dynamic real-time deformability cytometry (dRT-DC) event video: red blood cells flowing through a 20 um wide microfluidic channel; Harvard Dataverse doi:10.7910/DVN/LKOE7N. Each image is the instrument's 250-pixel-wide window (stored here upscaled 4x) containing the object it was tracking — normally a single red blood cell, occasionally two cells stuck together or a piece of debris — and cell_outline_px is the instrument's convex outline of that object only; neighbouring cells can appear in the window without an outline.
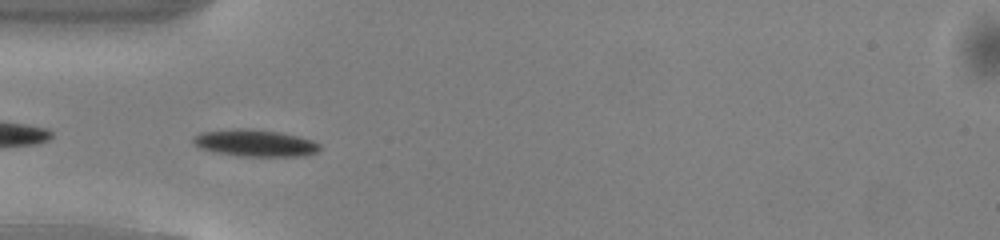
{"species": "common noctule bat (a hibernating species)", "species_latin": "Nyctalus noctula", "temperature_condition": "warm", "stored_images_in_passage": 36, "camera_frame_rate_fps": 3000, "um_per_image_px": 0.085, "animal": {"sex": "male", "body_mass_g": 13.0, "forearm_length_mm": 53.1}, "frame": {"image": 1, "passage_image": 2, "time_ms": 0.333, "image_size_px": [1000, 240], "cell_outline_px": [[320, 148], [316, 152], [304, 156], [240, 156], [216, 152], [200, 148], [192, 144], [192, 136], [200, 132], [232, 128], [252, 128], [280, 132], [312, 140], [320, 144]], "centroid_in_image_um": [21.62, 12.14], "position_along_channel_um": 63.4, "area_um2": 20.06}}
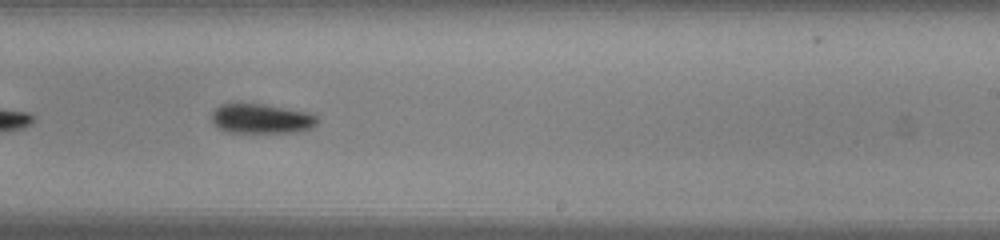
{"frame": {"image": 2, "passage_image": 17, "time_ms": 5.333, "image_size_px": [1000, 240], "cell_outline_px": [[320, 120], [312, 128], [296, 132], [228, 132], [220, 128], [212, 120], [212, 112], [220, 104], [264, 104], [308, 112], [316, 116]], "centroid_in_image_um": [22.26, 10.08], "position_along_channel_um": 266.7, "area_um2": 18.09}}
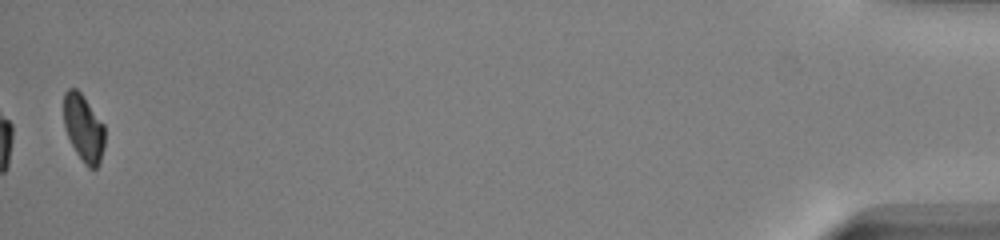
{"frame": {"image": 3, "passage_image": 36, "time_ms": 11.667, "image_size_px": [1000, 240], "cell_outline_px": [[104, 148], [100, 164], [96, 168], [88, 168], [84, 164], [76, 152], [68, 136], [64, 124], [64, 92], [68, 88], [76, 88], [80, 92], [104, 124]], "centroid_in_image_um": [7.11, 10.9], "position_along_channel_um": 428.1, "area_um2": 16.01}, "authors_computed_cell_mechanics": {"area_um2": 18.6694, "velocity_mm_per_s": 4.0997, "shape_relaxation_time_tau1_ms": 1.5349, "shape_relaxation_time_tau2_ms": null, "deformation_change_tau1": 0.0987, "deformation_change_tau2": null}}